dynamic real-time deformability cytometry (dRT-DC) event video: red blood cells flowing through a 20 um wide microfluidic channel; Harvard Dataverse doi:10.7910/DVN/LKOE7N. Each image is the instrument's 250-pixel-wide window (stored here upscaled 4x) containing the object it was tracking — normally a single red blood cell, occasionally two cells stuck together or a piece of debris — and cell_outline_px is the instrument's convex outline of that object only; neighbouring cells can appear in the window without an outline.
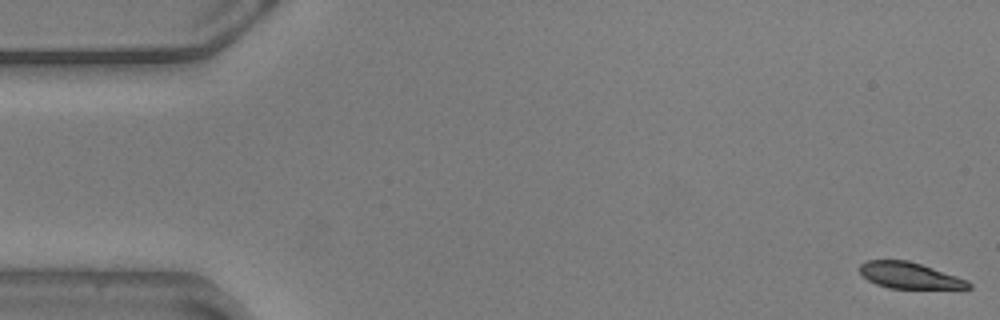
{"species": "common noctule bat (a hibernating species)", "species_latin": "Nyctalus noctula", "temperature_condition": "warm", "stored_images_in_passage": 16, "camera_frame_rate_fps": 3000, "um_per_image_px": 0.085, "animal": {"sex": "male", "body_mass_g": 20.5, "forearm_length_mm": 52.5}, "frame": {"image": 1, "passage_image": 1, "time_ms": 0.0, "image_size_px": [1000, 320], "cell_outline_px": [[972, 288], [888, 288], [876, 284], [868, 280], [860, 272], [860, 264], [868, 260], [908, 260], [968, 280], [972, 284]], "centroid_in_image_um": [77.29, 23.41], "position_along_channel_um": 7.7, "area_um2": 16.36}}